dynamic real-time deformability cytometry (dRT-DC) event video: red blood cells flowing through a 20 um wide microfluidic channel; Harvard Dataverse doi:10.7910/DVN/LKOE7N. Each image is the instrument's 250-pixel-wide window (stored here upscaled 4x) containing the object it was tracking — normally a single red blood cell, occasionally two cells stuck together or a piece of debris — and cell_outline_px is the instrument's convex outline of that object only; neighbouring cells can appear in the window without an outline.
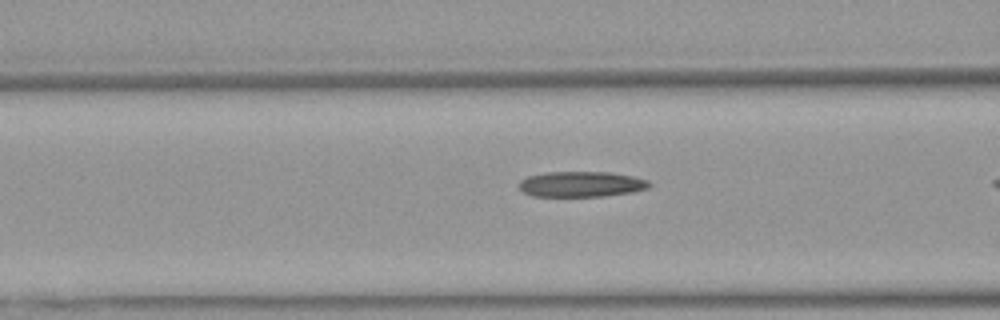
{"species": "Egyptian fruit bat (a non-hibernating species)", "species_latin": "Rousettus aegyptiacus", "temperature_condition": "warm", "stored_images_in_passage": 38, "camera_frame_rate_fps": 3000, "um_per_image_px": 0.085, "animal": {"sex": "female"}, "frame": {"image": 1, "passage_image": 18, "time_ms": 5.667, "image_size_px": [1000, 320], "cell_outline_px": [[652, 184], [648, 188], [632, 192], [604, 196], [532, 196], [524, 192], [520, 188], [520, 180], [528, 176], [548, 172], [608, 172], [632, 176], [648, 180]], "centroid_in_image_um": [49.43, 15.65], "position_along_channel_um": 117.2, "area_um2": 19.25}}
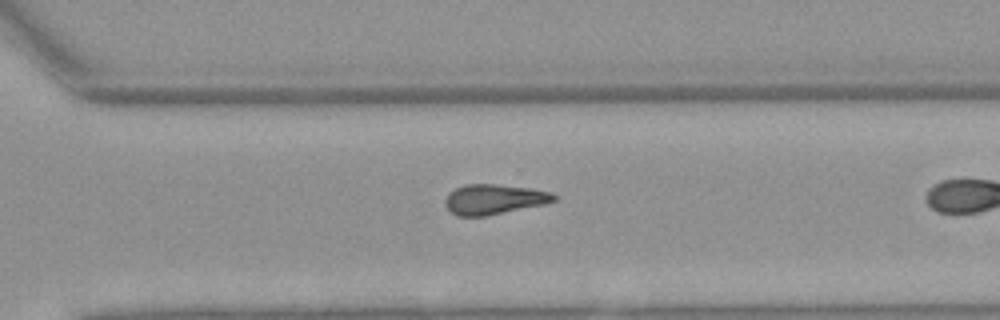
{"frame": {"image": 2, "passage_image": 34, "time_ms": 11.0, "image_size_px": [1000, 320], "cell_outline_px": [[560, 196], [556, 200], [544, 204], [484, 216], [456, 216], [444, 204], [444, 200], [448, 192], [464, 184], [496, 184], [532, 188], [552, 192]], "centroid_in_image_um": [42.0, 16.92], "position_along_channel_um": 328.6, "area_um2": 19.19}}
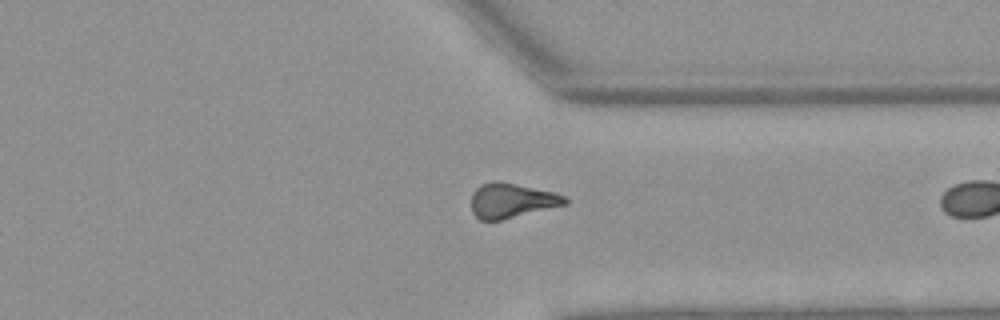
{"frame": {"image": 3, "passage_image": 37, "time_ms": 12.0, "image_size_px": [1000, 320], "cell_outline_px": [[568, 204], [500, 220], [480, 220], [472, 212], [472, 192], [480, 184], [492, 180], [552, 192], [564, 196], [568, 200]], "centroid_in_image_um": [43.45, 17.05], "position_along_channel_um": 367.9, "area_um2": 18.61}}